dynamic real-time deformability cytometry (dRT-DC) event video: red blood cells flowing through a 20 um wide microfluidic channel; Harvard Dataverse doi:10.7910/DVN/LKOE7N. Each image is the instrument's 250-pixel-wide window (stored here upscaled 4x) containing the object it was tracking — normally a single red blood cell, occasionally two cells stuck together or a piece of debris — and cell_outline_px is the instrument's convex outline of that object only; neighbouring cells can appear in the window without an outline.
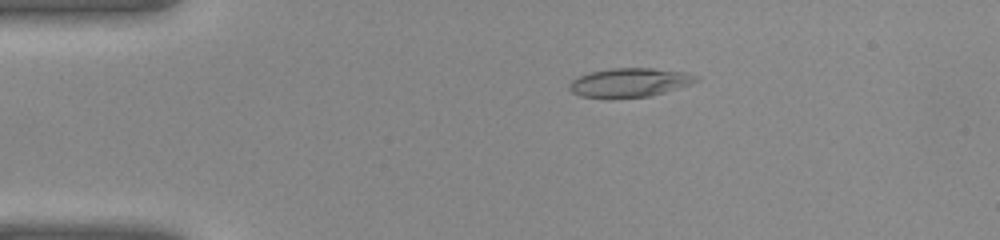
{"species": "common noctule bat (a hibernating species)", "species_latin": "Nyctalus noctula", "temperature_condition": "warm", "stored_images_in_passage": 36, "camera_frame_rate_fps": 3000, "um_per_image_px": 0.085, "animal": {"sex": "female", "body_mass_g": 22.0, "forearm_length_mm": 56.7}, "frame": {"image": 1, "passage_image": 4, "time_ms": 1.0, "image_size_px": [1000, 240], "cell_outline_px": [[700, 80], [692, 84], [652, 96], [612, 100], [580, 96], [572, 92], [568, 88], [572, 80], [580, 76], [592, 72], [612, 68], [652, 68], [684, 72], [696, 76]], "centroid_in_image_um": [53.51, 7.05], "position_along_channel_um": 31.5, "area_um2": 21.79}}
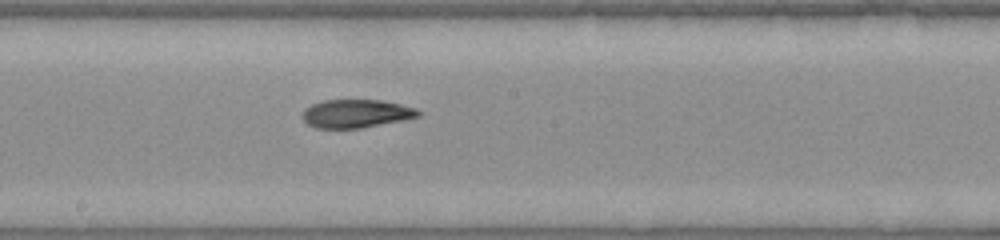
{"frame": {"image": 2, "passage_image": 18, "time_ms": 5.667, "image_size_px": [1000, 240], "cell_outline_px": [[420, 116], [360, 128], [316, 128], [308, 124], [304, 120], [304, 108], [312, 104], [324, 100], [380, 100], [400, 104], [416, 108], [420, 112]], "centroid_in_image_um": [30.25, 9.65], "position_along_channel_um": 217.9, "area_um2": 18.79}}
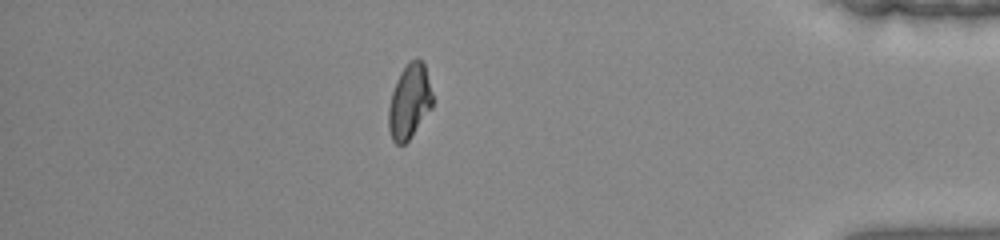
{"frame": {"image": 3, "passage_image": 31, "time_ms": 10.0, "image_size_px": [1000, 240], "cell_outline_px": [[432, 108], [408, 140], [404, 144], [396, 144], [392, 140], [388, 128], [388, 108], [392, 92], [396, 80], [400, 72], [408, 60], [416, 56], [424, 64], [432, 92]], "centroid_in_image_um": [34.78, 8.6], "position_along_channel_um": 400.4, "area_um2": 19.19}}